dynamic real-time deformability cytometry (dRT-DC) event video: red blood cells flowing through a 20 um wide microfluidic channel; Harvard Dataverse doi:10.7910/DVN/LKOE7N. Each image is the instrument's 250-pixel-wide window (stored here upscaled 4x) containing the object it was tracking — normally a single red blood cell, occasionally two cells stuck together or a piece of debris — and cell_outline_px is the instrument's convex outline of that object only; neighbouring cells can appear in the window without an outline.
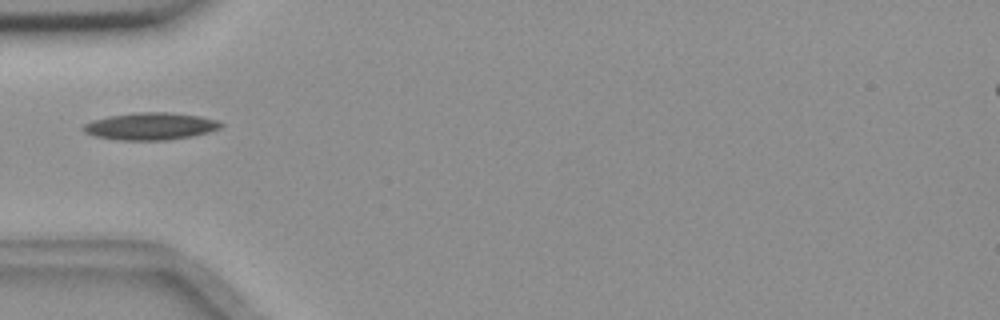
{"species": "common noctule bat (a hibernating species)", "species_latin": "Nyctalus noctula", "temperature_condition": "room temperature", "stored_images_in_passage": 4, "camera_frame_rate_fps": 3000, "um_per_image_px": 0.085, "animal": {"sex": "female", "body_mass_g": 18.4}, "frame": {"image": 1, "passage_image": 4, "time_ms": 1.0, "image_size_px": [1000, 320], "cell_outline_px": [[224, 124], [220, 128], [208, 132], [192, 136], [168, 140], [120, 140], [92, 136], [84, 132], [80, 128], [84, 124], [92, 120], [108, 116], [140, 112], [168, 112], [200, 116], [216, 120]], "centroid_in_image_um": [12.75, 10.73], "position_along_channel_um": 72.2, "area_um2": 21.91}}